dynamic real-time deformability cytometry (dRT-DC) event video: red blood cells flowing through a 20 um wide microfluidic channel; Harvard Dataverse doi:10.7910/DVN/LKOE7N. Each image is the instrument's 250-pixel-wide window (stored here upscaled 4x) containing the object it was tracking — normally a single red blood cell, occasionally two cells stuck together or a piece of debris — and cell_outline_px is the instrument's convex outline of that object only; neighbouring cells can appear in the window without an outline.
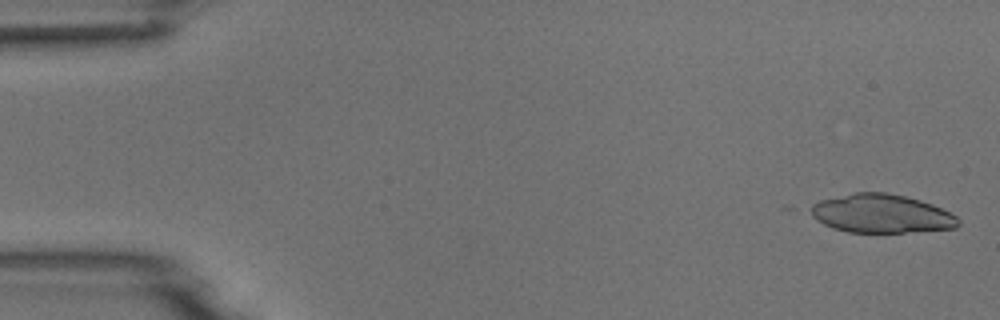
{"species": "common noctule bat (a hibernating species)", "species_latin": "Nyctalus noctula", "temperature_condition": "room temperature", "stored_images_in_passage": 5, "camera_frame_rate_fps": 3000, "um_per_image_px": 0.085, "animal": {"sex": "male", "body_mass_g": 18.8}, "frame": {"image": 1, "passage_image": 1, "time_ms": 0.0, "image_size_px": [1000, 320], "cell_outline_px": [[960, 224], [956, 228], [904, 232], [848, 232], [832, 228], [816, 220], [804, 208], [820, 200], [856, 192], [884, 192], [904, 196], [920, 200], [932, 204], [956, 216], [960, 220]], "centroid_in_image_um": [74.85, 18.16], "position_along_channel_um": 10.1, "area_um2": 33.29}}